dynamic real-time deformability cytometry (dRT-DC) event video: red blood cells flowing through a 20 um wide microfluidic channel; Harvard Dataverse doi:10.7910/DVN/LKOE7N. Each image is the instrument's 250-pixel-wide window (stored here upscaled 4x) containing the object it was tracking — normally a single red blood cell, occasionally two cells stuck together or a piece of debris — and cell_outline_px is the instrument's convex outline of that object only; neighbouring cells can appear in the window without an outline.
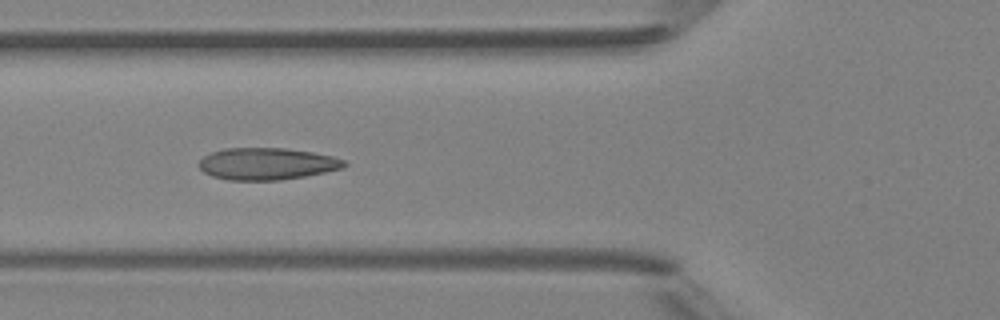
{"species": "Egyptian fruit bat (a non-hibernating species)", "species_latin": "Rousettus aegyptiacus", "temperature_condition": "room temperature", "stored_images_in_passage": 7, "camera_frame_rate_fps": 3000, "um_per_image_px": 0.085, "animal": {"sex": "female"}, "frame": {"image": 1, "passage_image": 6, "time_ms": 5.667, "image_size_px": [1000, 320], "cell_outline_px": [[348, 164], [344, 168], [304, 176], [280, 180], [228, 180], [212, 176], [204, 172], [196, 164], [204, 156], [212, 152], [224, 148], [284, 148], [312, 152], [332, 156], [344, 160]], "centroid_in_image_um": [22.67, 13.92], "position_along_channel_um": 103.1, "area_um2": 27.05}}
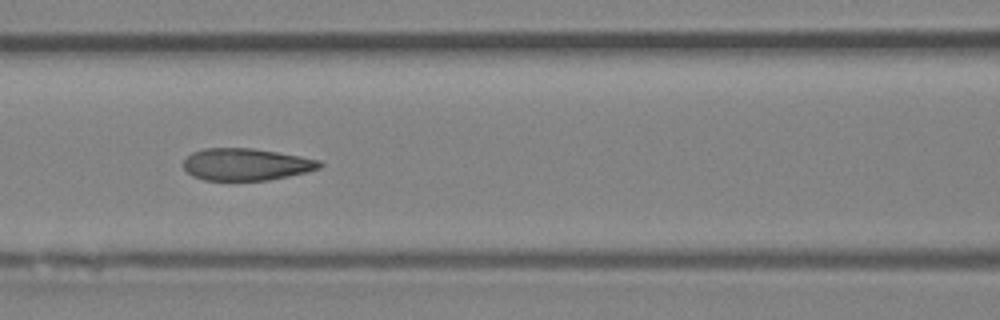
{"frame": {"image": 2, "passage_image": 7, "time_ms": 6.667, "image_size_px": [1000, 320], "cell_outline_px": [[324, 164], [320, 168], [308, 172], [268, 180], [204, 180], [192, 176], [184, 168], [184, 160], [192, 152], [204, 148], [252, 148], [300, 156], [320, 160]], "centroid_in_image_um": [20.93, 13.97], "position_along_channel_um": 145.7, "area_um2": 25.43}}